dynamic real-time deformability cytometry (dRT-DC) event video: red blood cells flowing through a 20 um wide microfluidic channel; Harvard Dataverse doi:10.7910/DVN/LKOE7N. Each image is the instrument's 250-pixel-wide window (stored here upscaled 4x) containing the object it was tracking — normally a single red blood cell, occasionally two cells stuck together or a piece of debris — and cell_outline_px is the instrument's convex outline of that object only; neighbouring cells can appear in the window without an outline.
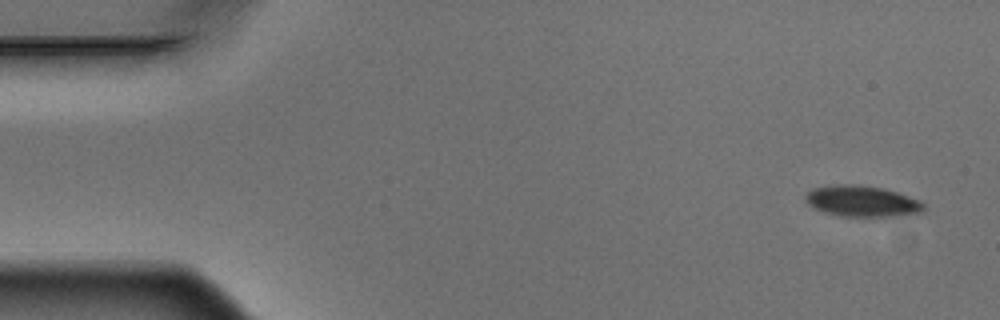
{"species": "Egyptian fruit bat (a non-hibernating species)", "species_latin": "Rousettus aegyptiacus", "temperature_condition": "warm", "stored_images_in_passage": 5, "camera_frame_rate_fps": 3000, "um_per_image_px": 0.085, "animal": {"sex": "male"}, "frame": {"image": 1, "passage_image": 1, "time_ms": 0.0, "image_size_px": [1000, 320], "cell_outline_px": [[924, 212], [900, 216], [840, 216], [824, 212], [808, 204], [804, 200], [804, 196], [812, 188], [828, 184], [860, 184], [884, 188], [920, 200], [924, 204]], "centroid_in_image_um": [73.26, 17.08], "position_along_channel_um": 11.7, "area_um2": 21.68}}
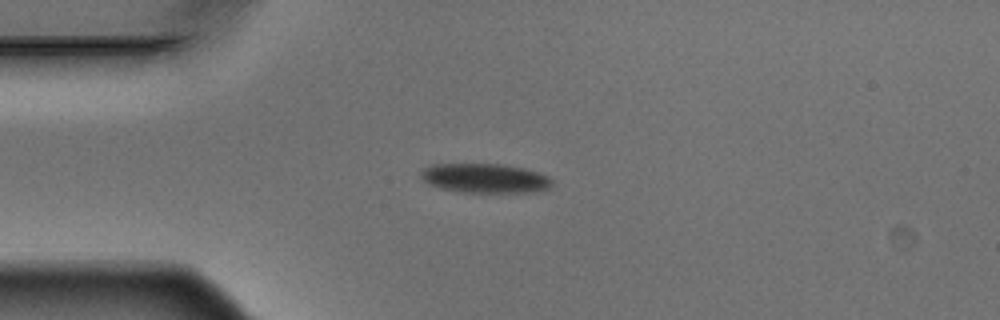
{"frame": {"image": 2, "passage_image": 4, "time_ms": 1.0, "image_size_px": [1000, 320], "cell_outline_px": [[552, 184], [548, 188], [536, 192], [464, 192], [440, 188], [428, 184], [420, 176], [420, 172], [424, 168], [432, 164], [504, 164], [524, 168], [548, 176], [552, 180]], "centroid_in_image_um": [41.21, 15.14], "position_along_channel_um": 43.8, "area_um2": 22.43}}